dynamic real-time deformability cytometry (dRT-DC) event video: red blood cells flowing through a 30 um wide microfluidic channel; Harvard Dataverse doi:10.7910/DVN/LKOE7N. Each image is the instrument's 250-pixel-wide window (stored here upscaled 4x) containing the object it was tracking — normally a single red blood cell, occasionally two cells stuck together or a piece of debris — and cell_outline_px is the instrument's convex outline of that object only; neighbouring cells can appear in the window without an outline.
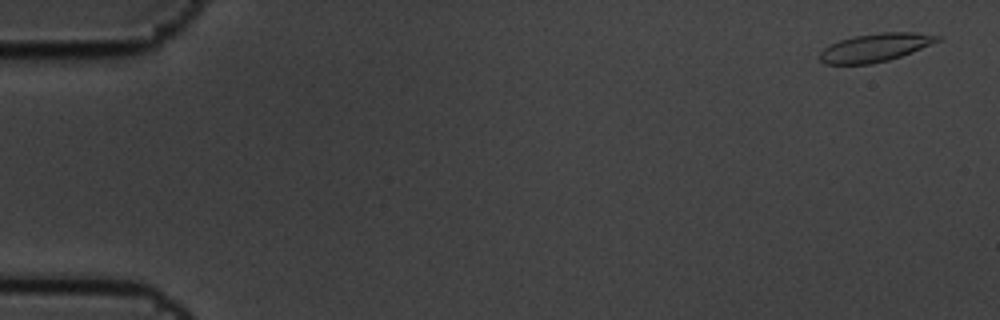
{"species": "common noctule bat (a hibernating species)", "species_latin": "Nyctalus noctula", "temperature_condition": "cold", "stored_images_in_passage": 5, "camera_frame_rate_fps": 3000, "um_per_image_px": 0.085, "animal": {"sex": "male", "body_mass_g": 19.5, "forearm_length_mm": 54.6}, "frame": {"image": 1, "passage_image": 1, "time_ms": 0.0, "image_size_px": [1000, 320], "cell_outline_px": [[944, 36], [940, 40], [912, 52], [888, 60], [872, 64], [824, 64], [820, 60], [820, 52], [824, 48], [840, 40], [852, 36], [880, 32], [912, 32]], "centroid_in_image_um": [74.4, 4.03], "position_along_channel_um": 10.6, "area_um2": 19.31}}
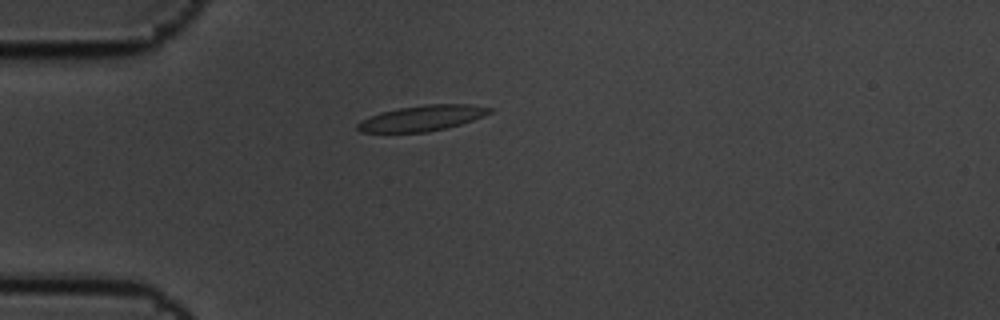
{"frame": {"image": 2, "passage_image": 5, "time_ms": 1.333, "image_size_px": [1000, 320], "cell_outline_px": [[492, 112], [484, 116], [460, 124], [428, 132], [360, 132], [356, 128], [356, 124], [360, 120], [380, 112], [400, 108], [424, 104], [468, 104], [492, 108]], "centroid_in_image_um": [35.85, 10.04], "position_along_channel_um": 49.2, "area_um2": 19.59}}